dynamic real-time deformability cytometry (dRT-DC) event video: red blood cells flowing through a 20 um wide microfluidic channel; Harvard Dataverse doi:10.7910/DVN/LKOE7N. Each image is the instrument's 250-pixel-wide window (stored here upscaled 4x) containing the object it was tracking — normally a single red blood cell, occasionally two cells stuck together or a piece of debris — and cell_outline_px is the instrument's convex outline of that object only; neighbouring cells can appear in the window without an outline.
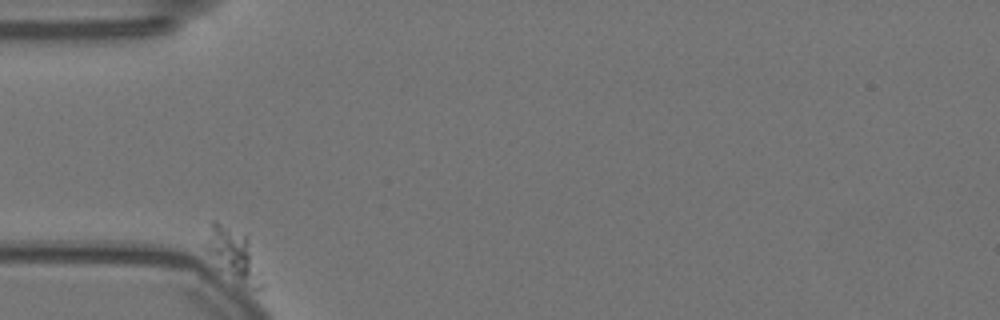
{"species": "Egyptian fruit bat (a non-hibernating species)", "species_latin": "Rousettus aegyptiacus", "temperature_condition": "warm", "stored_images_in_passage": 45, "camera_frame_rate_fps": 3000, "um_per_image_px": 0.085, "animal": {"sex": "female"}, "frame": {"image": 1, "passage_image": 1, "time_ms": 0.0, "image_size_px": [1000, 320], "cell_outline_px": [[264, 288], [240, 288], [236, 284], [204, 248], [204, 244], [212, 220], [216, 220], [248, 236], [264, 284]], "centroid_in_image_um": [19.87, 21.68], "position_along_channel_um": 65.1, "area_um2": 17.17}}
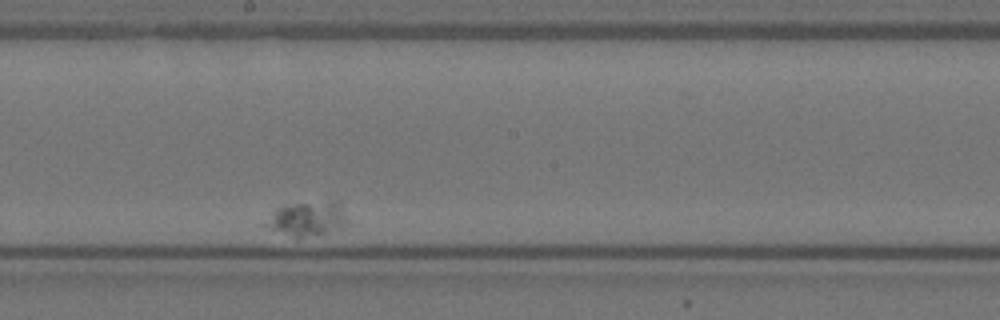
{"frame": {"image": 2, "passage_image": 26, "time_ms": 8.333, "image_size_px": [1000, 320], "cell_outline_px": [[348, 224], [324, 232], [300, 236], [296, 236], [260, 224], [276, 208], [284, 204], [332, 204], [340, 208]], "centroid_in_image_um": [25.97, 18.6], "position_along_channel_um": 222.2, "area_um2": 14.74}}
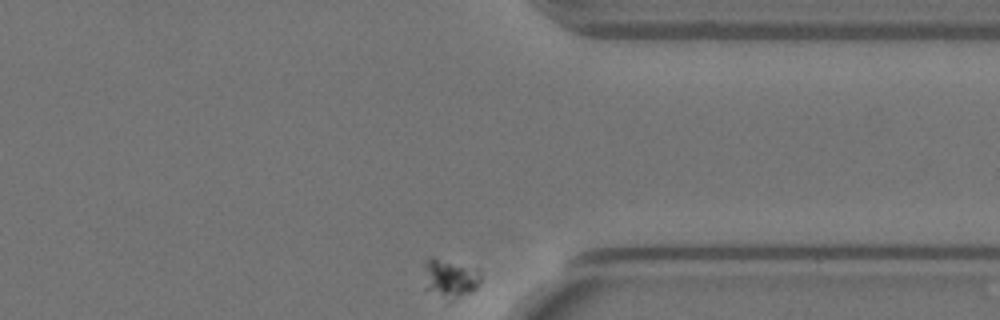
{"frame": {"image": 3, "passage_image": 45, "time_ms": 14.667, "image_size_px": [1000, 320], "cell_outline_px": [[480, 284], [472, 292], [452, 300], [424, 288], [424, 260], [432, 256], [480, 268]], "centroid_in_image_um": [38.26, 23.6], "position_along_channel_um": 373.1, "area_um2": 13.12}}